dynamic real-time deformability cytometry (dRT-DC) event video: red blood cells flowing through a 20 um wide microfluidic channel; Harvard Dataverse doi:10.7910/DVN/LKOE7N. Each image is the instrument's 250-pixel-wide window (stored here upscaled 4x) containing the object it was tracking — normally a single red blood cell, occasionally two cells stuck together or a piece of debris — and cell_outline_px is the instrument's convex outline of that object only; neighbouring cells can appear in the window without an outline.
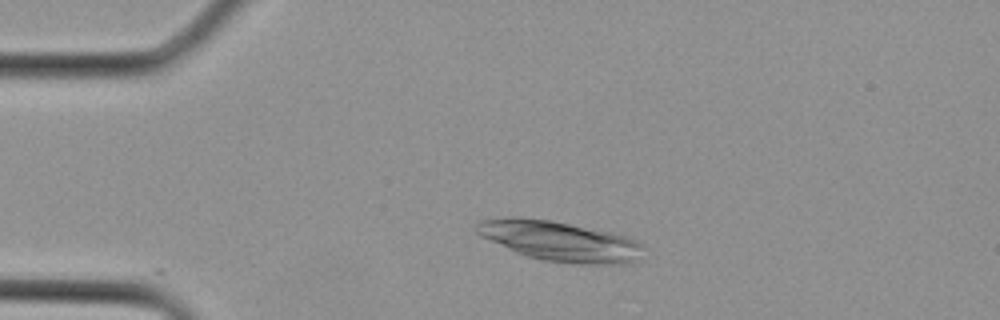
{"species": "Egyptian fruit bat (a non-hibernating species)", "species_latin": "Rousettus aegyptiacus", "temperature_condition": "cold", "stored_images_in_passage": 1, "camera_frame_rate_fps": 3000, "um_per_image_px": 0.085, "animal": {"sex": "female"}, "frame": {"image": 1, "passage_image": 1, "time_ms": 0.0, "image_size_px": [1000, 320], "cell_outline_px": [[644, 248], [632, 260], [624, 264], [572, 264], [544, 260], [528, 256], [516, 252], [480, 236], [476, 232], [476, 224], [480, 220], [508, 216], [520, 216], [552, 220], [612, 232], [636, 240], [644, 244]], "centroid_in_image_um": [47.53, 20.47], "position_along_channel_um": 37.5, "area_um2": 38.9}}